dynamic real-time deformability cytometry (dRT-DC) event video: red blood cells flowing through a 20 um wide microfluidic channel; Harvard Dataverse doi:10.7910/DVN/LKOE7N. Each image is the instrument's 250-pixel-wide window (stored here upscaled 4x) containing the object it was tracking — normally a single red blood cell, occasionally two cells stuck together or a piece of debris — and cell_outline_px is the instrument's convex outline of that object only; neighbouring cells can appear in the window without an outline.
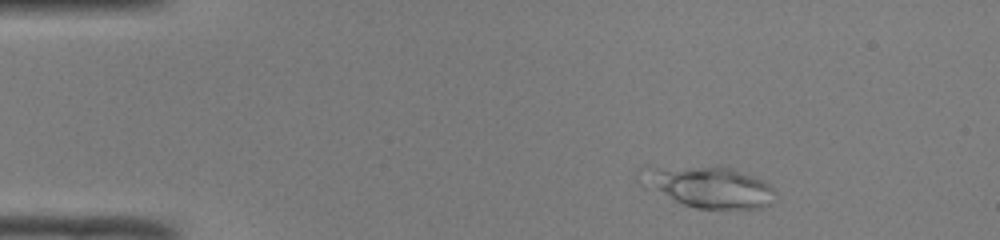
{"species": "common noctule bat (a hibernating species)", "species_latin": "Nyctalus noctula", "temperature_condition": "room temperature", "stored_images_in_passage": 9, "camera_frame_rate_fps": 3000, "um_per_image_px": 0.085, "animal": {"sex": "male", "body_mass_g": 19.0, "forearm_length_mm": 50.8}, "frame": {"image": 1, "passage_image": 2, "time_ms": 0.333, "image_size_px": [1000, 240], "cell_outline_px": [[772, 188], [768, 204], [760, 208], [696, 208], [684, 204], [676, 200], [652, 184], [640, 168], [648, 164], [720, 164], [752, 176], [768, 184]], "centroid_in_image_um": [60.25, 15.78], "position_along_channel_um": 24.7, "area_um2": 31.44}}